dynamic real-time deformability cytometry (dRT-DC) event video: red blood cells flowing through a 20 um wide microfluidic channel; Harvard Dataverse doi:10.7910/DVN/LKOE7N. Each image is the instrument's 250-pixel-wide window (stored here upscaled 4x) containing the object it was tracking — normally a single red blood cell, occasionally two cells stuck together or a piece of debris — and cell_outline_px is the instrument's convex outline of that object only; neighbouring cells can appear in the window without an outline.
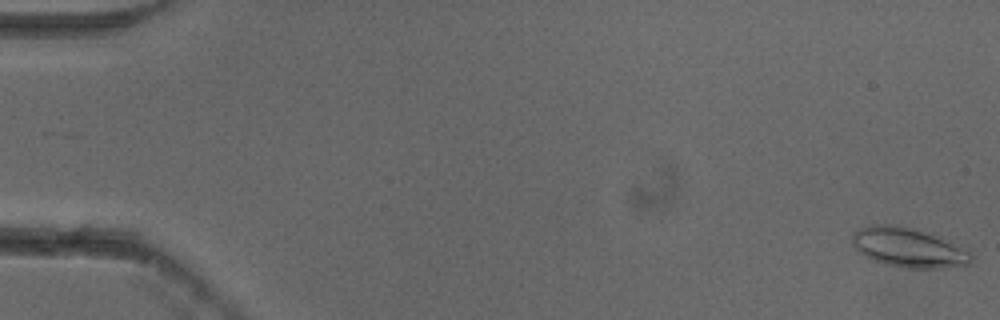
{"species": "common noctule bat (a hibernating species)", "species_latin": "Nyctalus noctula", "temperature_condition": "cold", "stored_images_in_passage": 54, "camera_frame_rate_fps": 3000, "um_per_image_px": 0.085, "animal": {"sex": "female"}, "frame": {"image": 1, "passage_image": 1, "time_ms": 0.0, "image_size_px": [1000, 320], "cell_outline_px": [[972, 264], [940, 268], [904, 268], [884, 264], [864, 256], [856, 252], [852, 244], [852, 232], [856, 228], [872, 224], [900, 224], [920, 228], [932, 232], [972, 252]], "centroid_in_image_um": [77.2, 21.0], "position_along_channel_um": 7.8, "area_um2": 28.44}}
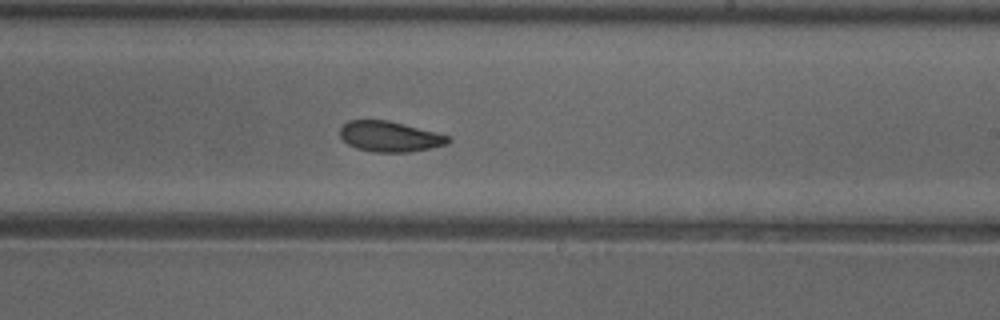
{"frame": {"image": 2, "passage_image": 33, "time_ms": 10.667, "image_size_px": [1000, 320], "cell_outline_px": [[452, 140], [448, 144], [408, 152], [372, 152], [356, 148], [348, 144], [340, 136], [340, 128], [348, 120], [388, 120], [436, 132], [448, 136]], "centroid_in_image_um": [33.12, 11.6], "position_along_channel_um": 255.9, "area_um2": 19.13}}
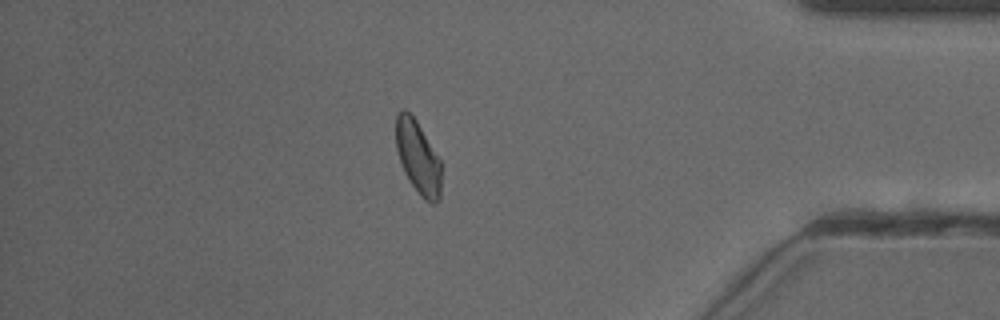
{"frame": {"image": 3, "passage_image": 47, "time_ms": 15.333, "image_size_px": [1000, 320], "cell_outline_px": [[440, 200], [432, 204], [424, 200], [408, 180], [404, 172], [396, 148], [396, 112], [404, 108], [416, 120], [440, 160]], "centroid_in_image_um": [35.51, 13.38], "position_along_channel_um": 399.7, "area_um2": 19.13}, "authors_computed_cell_mechanics": {"area_um2": 20.0566, "velocity_mm_per_s": 3.843, "shape_relaxation_time_tau1_ms": 7.3356, "shape_relaxation_time_tau2_ms": 2.5268, "deformation_change_tau1": 0.1425, "deformation_change_tau2": 0.0841}}